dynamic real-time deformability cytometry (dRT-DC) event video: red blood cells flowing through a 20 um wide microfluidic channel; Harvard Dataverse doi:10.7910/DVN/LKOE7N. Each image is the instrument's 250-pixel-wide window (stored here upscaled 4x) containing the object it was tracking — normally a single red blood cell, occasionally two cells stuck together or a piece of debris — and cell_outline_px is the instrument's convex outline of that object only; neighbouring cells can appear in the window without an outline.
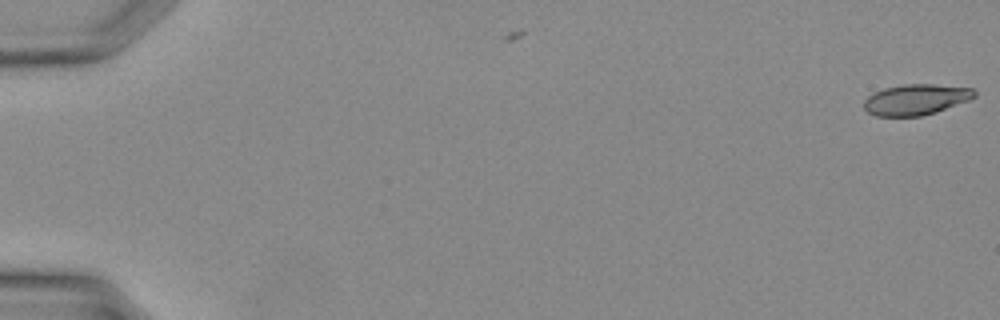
{"species": "Egyptian fruit bat (a non-hibernating species)", "species_latin": "Rousettus aegyptiacus", "temperature_condition": "warm", "stored_images_in_passage": 2, "camera_frame_rate_fps": 3000, "um_per_image_px": 0.085, "animal": {"sex": "female"}, "frame": {"image": 1, "passage_image": 2, "time_ms": 0.333, "image_size_px": [1000, 320], "cell_outline_px": [[976, 96], [968, 100], [936, 112], [920, 116], [876, 116], [868, 112], [864, 108], [864, 100], [872, 92], [884, 88], [904, 84], [932, 84], [972, 88], [976, 92]], "centroid_in_image_um": [77.82, 8.46], "position_along_channel_um": 7.2, "area_um2": 19.77}}